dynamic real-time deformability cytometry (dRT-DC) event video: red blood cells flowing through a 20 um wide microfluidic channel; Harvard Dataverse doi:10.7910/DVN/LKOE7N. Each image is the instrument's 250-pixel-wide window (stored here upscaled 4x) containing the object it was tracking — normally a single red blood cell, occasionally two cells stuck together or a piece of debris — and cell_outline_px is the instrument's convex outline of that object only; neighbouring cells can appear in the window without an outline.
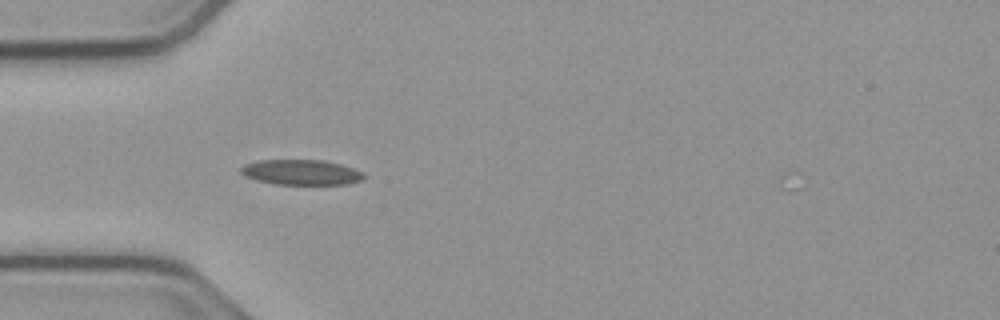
{"species": "common noctule bat (a hibernating species)", "species_latin": "Nyctalus noctula", "temperature_condition": "cold", "stored_images_in_passage": 3, "camera_frame_rate_fps": 3000, "um_per_image_px": 0.085, "animal": {"sex": "male", "body_mass_g": 23.1, "forearm_length_mm": 52.7}, "frame": {"image": 1, "passage_image": 2, "time_ms": 0.333, "image_size_px": [1000, 320], "cell_outline_px": [[364, 176], [360, 180], [348, 184], [276, 184], [256, 180], [244, 176], [240, 172], [240, 168], [244, 164], [260, 160], [324, 160], [340, 164], [364, 172]], "centroid_in_image_um": [25.57, 14.64], "position_along_channel_um": 59.4, "area_um2": 18.03}}